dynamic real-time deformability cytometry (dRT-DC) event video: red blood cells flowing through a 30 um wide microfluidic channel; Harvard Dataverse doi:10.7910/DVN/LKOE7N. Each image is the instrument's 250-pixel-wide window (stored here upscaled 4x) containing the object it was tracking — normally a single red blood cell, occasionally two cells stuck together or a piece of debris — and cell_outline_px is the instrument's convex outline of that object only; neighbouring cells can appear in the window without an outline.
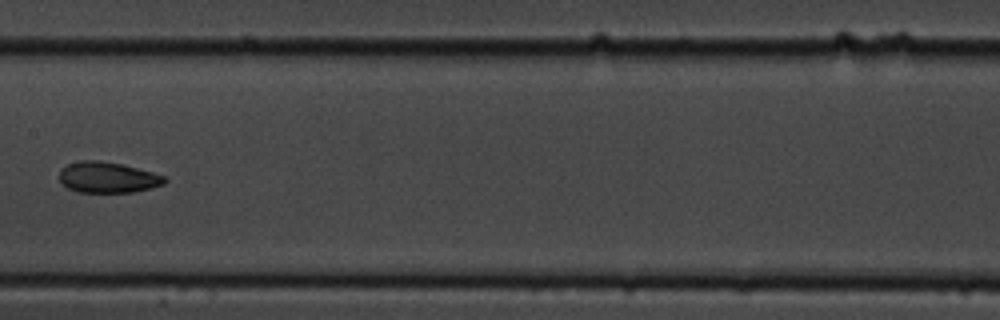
{"species": "common noctule bat (a hibernating species)", "species_latin": "Nyctalus noctula", "temperature_condition": "cold", "stored_images_in_passage": 14, "camera_frame_rate_fps": 3000, "um_per_image_px": 0.085, "animal": {"sex": "male", "body_mass_g": 19.5, "forearm_length_mm": 54.6}, "frame": {"image": 1, "passage_image": 7, "time_ms": 8.0, "image_size_px": [1000, 320], "cell_outline_px": [[168, 180], [164, 184], [152, 188], [132, 192], [76, 192], [68, 188], [60, 180], [60, 168], [68, 164], [84, 160], [96, 160], [120, 164], [152, 172], [164, 176]], "centroid_in_image_um": [9.16, 15.09], "position_along_channel_um": 198.2, "area_um2": 18.79}}
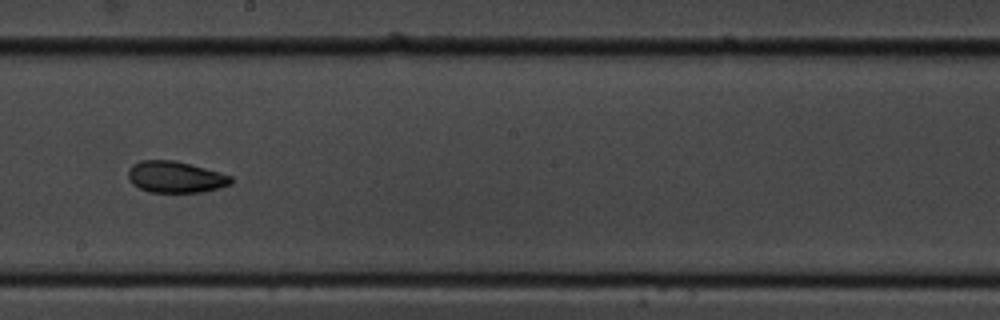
{"frame": {"image": 2, "passage_image": 8, "time_ms": 9.0, "image_size_px": [1000, 320], "cell_outline_px": [[232, 184], [200, 192], [148, 192], [132, 184], [128, 180], [128, 168], [132, 164], [140, 160], [172, 160], [220, 172], [232, 176]], "centroid_in_image_um": [14.86, 15.04], "position_along_channel_um": 233.3, "area_um2": 18.79}}
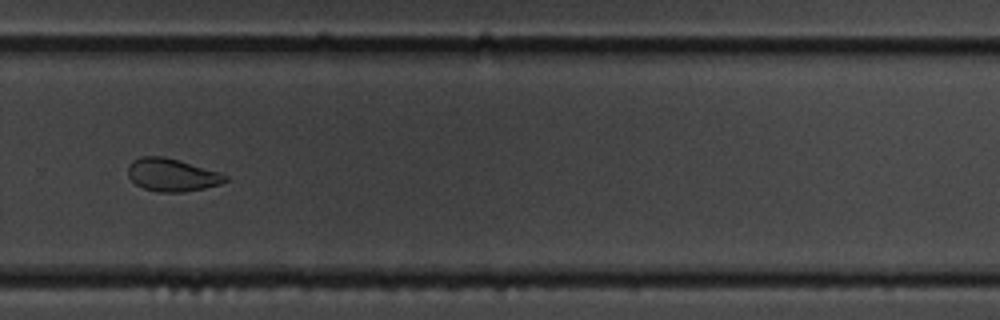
{"frame": {"image": 3, "passage_image": 10, "time_ms": 11.333, "image_size_px": [1000, 320], "cell_outline_px": [[228, 180], [220, 184], [204, 188], [180, 192], [156, 192], [144, 188], [136, 184], [128, 176], [128, 164], [132, 160], [140, 156], [164, 156], [180, 160], [220, 172], [228, 176]], "centroid_in_image_um": [14.61, 14.85], "position_along_channel_um": 315.2, "area_um2": 18.73}, "authors_computed_cell_mechanics": {"area_um2": 20.9236, "velocity_mm_per_s": 3.5232, "shape_relaxation_time_tau1_ms": null, "shape_relaxation_time_tau2_ms": 1.4217, "deformation_change_tau1": null, "deformation_change_tau2": 0.0584}}